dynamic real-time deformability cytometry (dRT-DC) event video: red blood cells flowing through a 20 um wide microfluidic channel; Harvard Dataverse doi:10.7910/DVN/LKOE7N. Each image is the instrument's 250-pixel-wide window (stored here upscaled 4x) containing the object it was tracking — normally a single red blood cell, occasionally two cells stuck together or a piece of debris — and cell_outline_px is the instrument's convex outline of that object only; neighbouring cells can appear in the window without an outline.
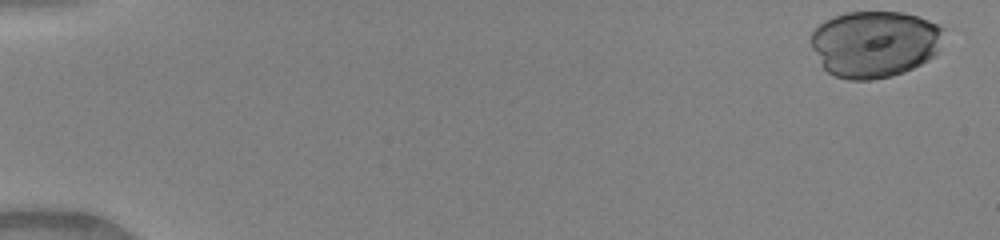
{"species": "human", "species_latin": "Homo sapiens", "temperature_condition": "warm", "stored_images_in_passage": 49, "camera_frame_rate_fps": 3000, "um_per_image_px": 0.085, "donor": {"sex": "female"}, "frame": {"image": 1, "passage_image": 1, "time_ms": 0.0, "image_size_px": [1000, 240], "cell_outline_px": [[944, 28], [936, 52], [928, 60], [904, 72], [892, 76], [872, 80], [848, 80], [836, 76], [828, 72], [820, 64], [808, 40], [812, 32], [824, 20], [848, 12], [900, 12], [916, 16], [928, 20]], "centroid_in_image_um": [74.29, 3.74], "position_along_channel_um": 10.7, "area_um2": 51.5}}
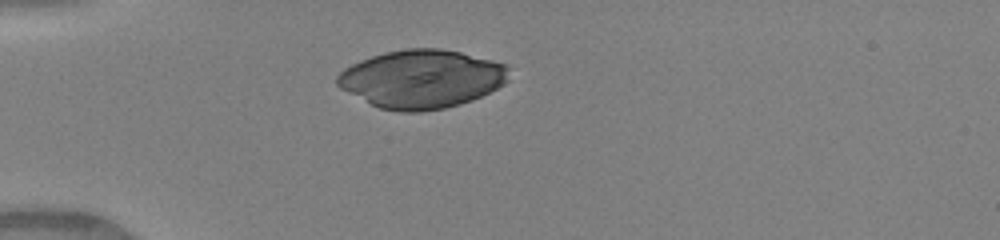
{"frame": {"image": 2, "passage_image": 14, "time_ms": 4.333, "image_size_px": [1000, 240], "cell_outline_px": [[508, 80], [504, 84], [472, 100], [460, 104], [444, 108], [420, 112], [400, 112], [380, 108], [340, 88], [336, 84], [336, 76], [344, 68], [360, 60], [384, 52], [408, 48], [440, 48], [460, 52], [508, 64]], "centroid_in_image_um": [35.84, 6.7], "position_along_channel_um": 49.2, "area_um2": 58.32}}